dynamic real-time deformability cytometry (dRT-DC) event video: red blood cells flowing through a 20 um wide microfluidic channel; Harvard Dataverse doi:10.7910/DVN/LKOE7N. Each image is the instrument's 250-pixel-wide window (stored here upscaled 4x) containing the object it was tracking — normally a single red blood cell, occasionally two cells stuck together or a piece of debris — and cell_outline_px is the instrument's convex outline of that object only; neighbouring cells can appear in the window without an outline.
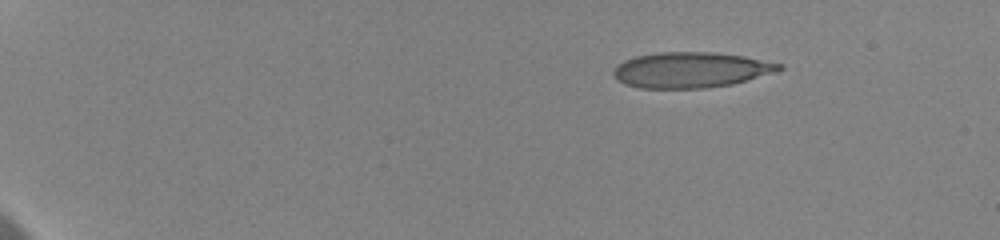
{"species": "human", "species_latin": "Homo sapiens", "temperature_condition": "cold", "stored_images_in_passage": 69, "camera_frame_rate_fps": 3000, "um_per_image_px": 0.085, "donor": {"sex": "female"}, "frame": {"image": 1, "passage_image": 1, "time_ms": 0.0, "image_size_px": [1000, 240], "cell_outline_px": [[784, 68], [776, 72], [732, 84], [704, 88], [640, 88], [624, 84], [616, 80], [612, 76], [612, 72], [616, 64], [624, 60], [636, 56], [660, 52], [716, 52], [744, 56], [784, 64]], "centroid_in_image_um": [58.7, 5.94], "position_along_channel_um": 26.3, "area_um2": 34.62}}
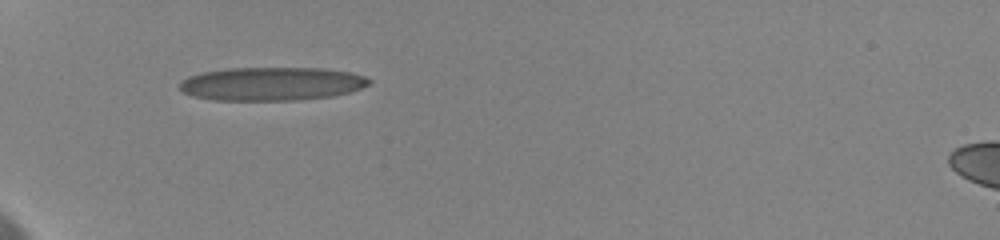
{"frame": {"image": 2, "passage_image": 18, "time_ms": 4.0, "image_size_px": [1000, 240], "cell_outline_px": [[372, 80], [368, 84], [360, 88], [348, 92], [332, 96], [296, 100], [212, 100], [192, 96], [176, 88], [176, 84], [180, 80], [188, 76], [204, 72], [224, 68], [324, 68], [352, 72], [364, 76]], "centroid_in_image_um": [23.02, 7.12], "position_along_channel_um": 62.0, "area_um2": 37.22}}